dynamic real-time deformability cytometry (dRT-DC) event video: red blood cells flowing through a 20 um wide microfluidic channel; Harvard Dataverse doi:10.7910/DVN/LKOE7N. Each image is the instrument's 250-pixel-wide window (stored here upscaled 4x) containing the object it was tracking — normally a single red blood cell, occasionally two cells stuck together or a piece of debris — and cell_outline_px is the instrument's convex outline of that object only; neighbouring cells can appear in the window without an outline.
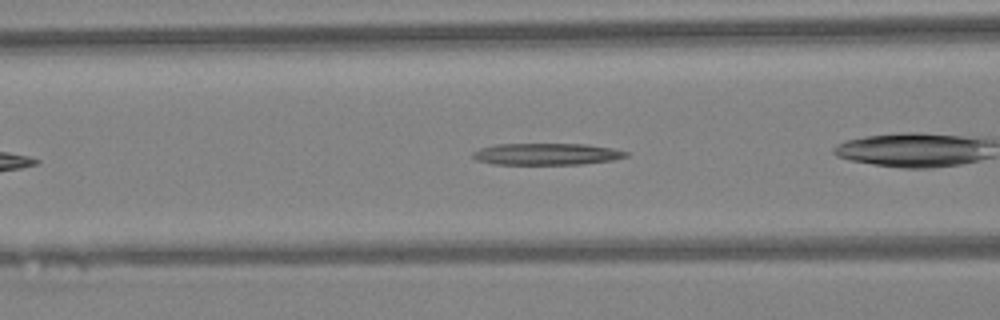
{"species": "Egyptian fruit bat (a non-hibernating species)", "species_latin": "Rousettus aegyptiacus", "temperature_condition": "warm", "stored_images_in_passage": 23, "camera_frame_rate_fps": 3000, "um_per_image_px": 0.085, "animal": {"sex": "female"}, "frame": {"image": 1, "passage_image": 4, "time_ms": 1.0, "image_size_px": [1000, 320], "cell_outline_px": [[628, 156], [612, 160], [580, 164], [496, 164], [476, 160], [472, 156], [472, 152], [480, 148], [496, 144], [588, 144], [616, 148], [628, 152]], "centroid_in_image_um": [46.49, 13.09], "position_along_channel_um": 120.1, "area_um2": 19.42}}